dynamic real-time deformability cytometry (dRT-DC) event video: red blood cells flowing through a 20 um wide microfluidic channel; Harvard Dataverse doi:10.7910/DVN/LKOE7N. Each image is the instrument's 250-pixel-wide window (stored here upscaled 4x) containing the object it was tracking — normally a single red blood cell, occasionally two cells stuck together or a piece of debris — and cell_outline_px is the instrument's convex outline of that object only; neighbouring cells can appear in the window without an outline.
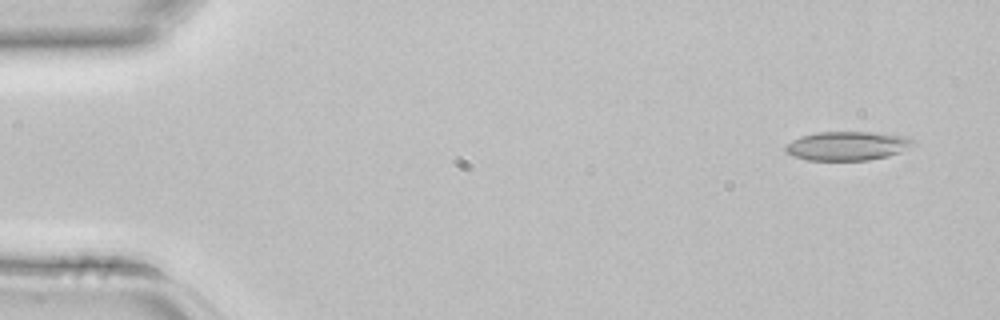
{"species": "common noctule bat (a hibernating species)", "species_latin": "Nyctalus noctula", "temperature_condition": "room temperature", "stored_images_in_passage": 3, "camera_frame_rate_fps": 3000, "um_per_image_px": 0.085, "animal": {"sex": "female", "body_mass_g": 22.7, "forearm_length_mm": 54.2}, "frame": {"image": 1, "passage_image": 1, "time_ms": 0.0, "image_size_px": [1000, 320], "cell_outline_px": [[916, 144], [900, 152], [888, 156], [868, 160], [808, 160], [792, 156], [784, 148], [784, 144], [800, 136], [816, 132], [880, 132], [904, 136], [916, 140]], "centroid_in_image_um": [72.03, 12.39], "position_along_channel_um": 13.0, "area_um2": 21.79}}
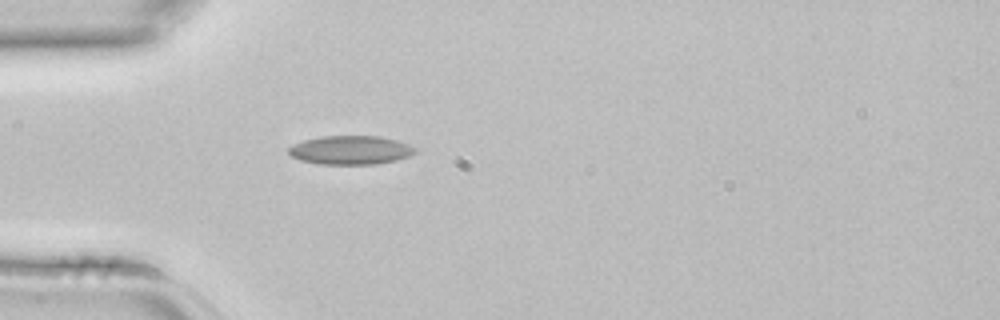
{"frame": {"image": 2, "passage_image": 3, "time_ms": 0.667, "image_size_px": [1000, 320], "cell_outline_px": [[416, 152], [408, 156], [396, 160], [376, 164], [316, 164], [300, 160], [292, 156], [288, 152], [288, 148], [304, 140], [320, 136], [380, 136], [396, 140], [408, 144], [416, 148]], "centroid_in_image_um": [29.8, 12.76], "position_along_channel_um": 55.2, "area_um2": 21.15}}